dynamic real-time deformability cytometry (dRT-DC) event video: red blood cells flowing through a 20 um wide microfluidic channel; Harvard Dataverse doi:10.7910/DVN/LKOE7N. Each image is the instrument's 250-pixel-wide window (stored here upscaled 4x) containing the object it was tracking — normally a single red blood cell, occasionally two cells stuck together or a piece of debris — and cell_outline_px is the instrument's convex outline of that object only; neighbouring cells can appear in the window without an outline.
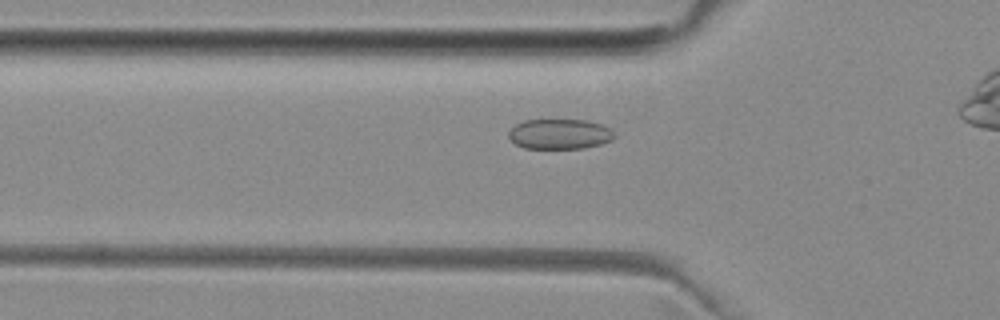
{"species": "common noctule bat (a hibernating species)", "species_latin": "Nyctalus noctula", "temperature_condition": "room temperature", "stored_images_in_passage": 32, "camera_frame_rate_fps": 3000, "um_per_image_px": 0.085, "animal": {"sex": "female", "body_mass_g": 29.2, "forearm_length_mm": 56.3}, "frame": {"image": 1, "passage_image": 4, "time_ms": 1.0, "image_size_px": [1000, 320], "cell_outline_px": [[616, 136], [612, 140], [600, 144], [584, 148], [524, 148], [516, 144], [508, 136], [508, 132], [516, 124], [524, 120], [588, 120], [612, 128], [616, 132]], "centroid_in_image_um": [47.62, 11.39], "position_along_channel_um": 78.2, "area_um2": 18.67}}
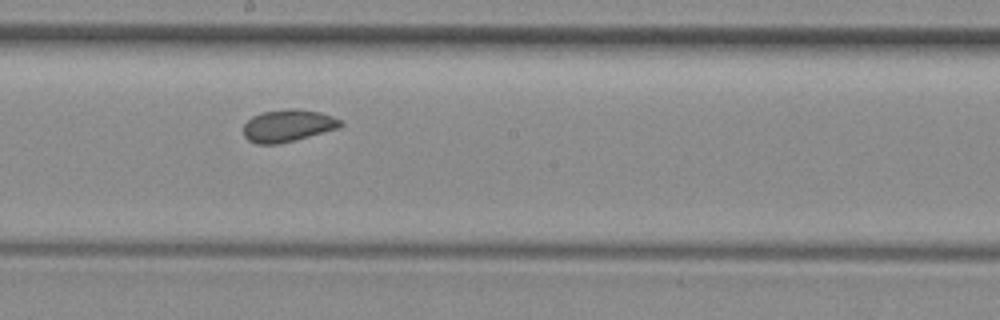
{"frame": {"image": 2, "passage_image": 15, "time_ms": 4.667, "image_size_px": [1000, 320], "cell_outline_px": [[344, 124], [340, 128], [296, 140], [276, 144], [256, 144], [248, 140], [244, 136], [244, 124], [252, 116], [264, 112], [288, 108], [296, 108], [320, 112], [344, 120]], "centroid_in_image_um": [24.51, 10.68], "position_along_channel_um": 223.7, "area_um2": 18.44}}
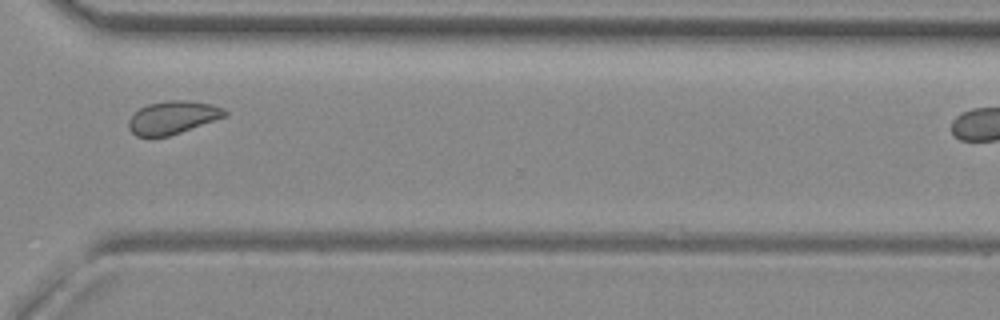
{"frame": {"image": 3, "passage_image": 25, "time_ms": 8.0, "image_size_px": [1000, 320], "cell_outline_px": [[228, 116], [168, 136], [136, 136], [128, 128], [128, 120], [140, 108], [148, 104], [168, 100], [184, 100], [212, 104], [224, 108], [228, 112]], "centroid_in_image_um": [14.71, 9.98], "position_along_channel_um": 355.9, "area_um2": 18.38}, "authors_computed_cell_mechanics": {"area_um2": 18.4093, "velocity_mm_per_s": 3.9617, "shape_relaxation_time_tau1_ms": 7.5773, "shape_relaxation_time_tau2_ms": 2.1805, "deformation_change_tau1": 0.0766, "deformation_change_tau2": 0.0572}}